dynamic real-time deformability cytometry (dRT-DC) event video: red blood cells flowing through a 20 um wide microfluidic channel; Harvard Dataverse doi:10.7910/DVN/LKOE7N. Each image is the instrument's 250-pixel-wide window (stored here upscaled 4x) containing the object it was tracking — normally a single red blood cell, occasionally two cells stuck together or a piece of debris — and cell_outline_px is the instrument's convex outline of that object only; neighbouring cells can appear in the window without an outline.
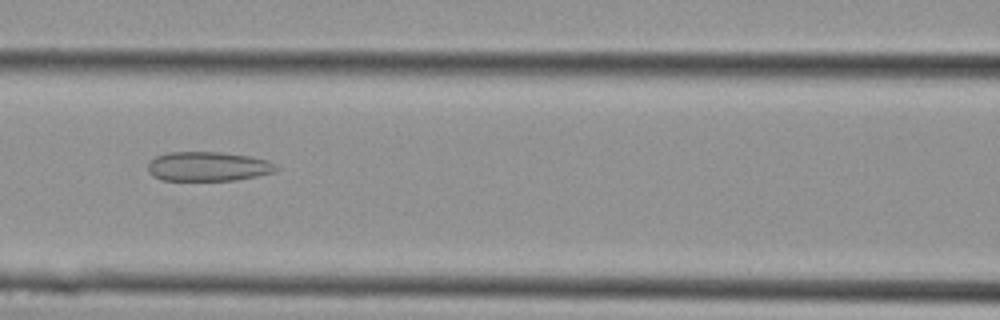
{"species": "Egyptian fruit bat (a non-hibernating species)", "species_latin": "Rousettus aegyptiacus", "temperature_condition": "cold", "stored_images_in_passage": 13, "camera_frame_rate_fps": 3000, "um_per_image_px": 0.085, "animal": {"sex": "female"}, "frame": {"image": 1, "passage_image": 8, "time_ms": 2.333, "image_size_px": [1000, 320], "cell_outline_px": [[280, 168], [276, 172], [236, 180], [160, 180], [152, 176], [148, 172], [148, 164], [156, 156], [168, 152], [220, 152], [248, 156], [268, 160], [276, 164]], "centroid_in_image_um": [17.7, 14.15], "position_along_channel_um": 148.9, "area_um2": 22.08}}
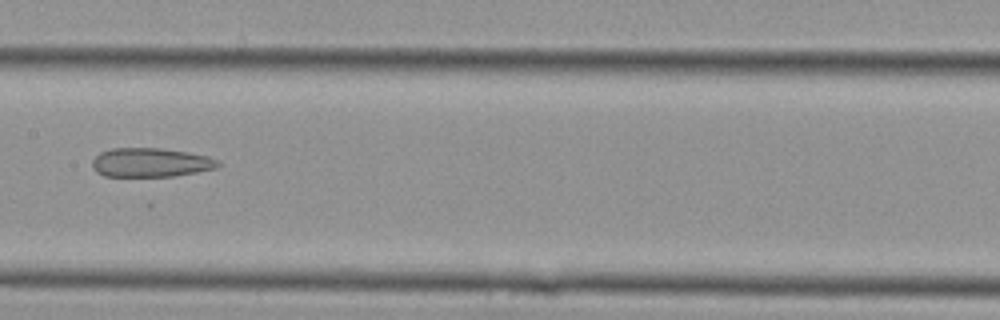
{"frame": {"image": 2, "passage_image": 10, "time_ms": 3.0, "image_size_px": [1000, 320], "cell_outline_px": [[220, 164], [216, 168], [196, 172], [172, 176], [104, 176], [96, 172], [92, 168], [92, 160], [100, 152], [112, 148], [160, 148], [188, 152], [208, 156], [216, 160]], "centroid_in_image_um": [12.77, 13.81], "position_along_channel_um": 194.6, "area_um2": 21.21}}
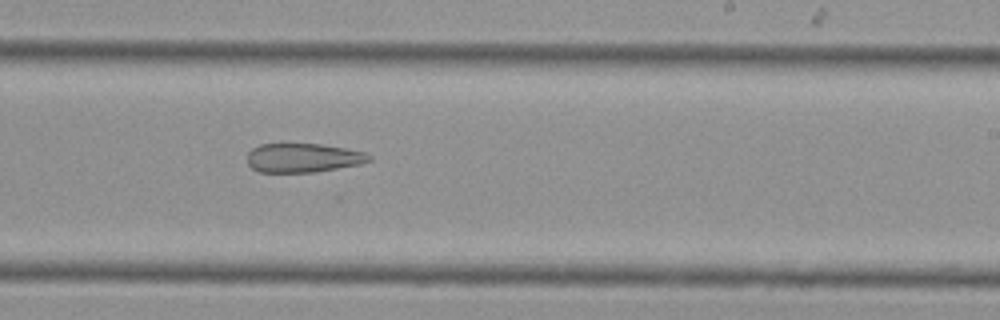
{"frame": {"image": 3, "passage_image": 13, "time_ms": 4.0, "image_size_px": [1000, 320], "cell_outline_px": [[372, 160], [360, 164], [316, 172], [260, 172], [252, 168], [248, 164], [248, 152], [252, 148], [260, 144], [320, 144], [344, 148], [364, 152], [372, 156]], "centroid_in_image_um": [25.76, 13.42], "position_along_channel_um": 263.2, "area_um2": 20.58}}